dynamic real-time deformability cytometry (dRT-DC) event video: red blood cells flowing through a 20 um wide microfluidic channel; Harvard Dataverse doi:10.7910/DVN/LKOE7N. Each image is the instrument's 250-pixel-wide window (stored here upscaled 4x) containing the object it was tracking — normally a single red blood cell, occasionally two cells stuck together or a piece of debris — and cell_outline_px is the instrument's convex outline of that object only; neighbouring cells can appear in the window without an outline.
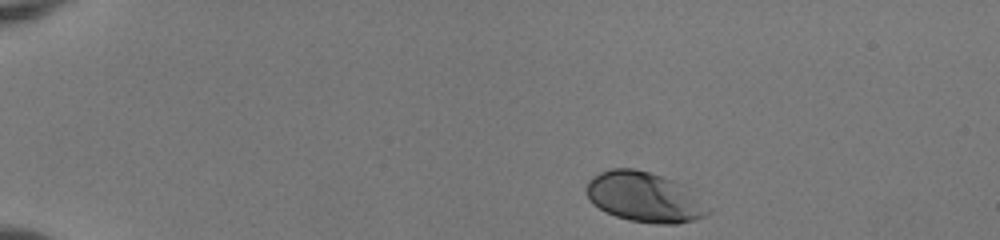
{"species": "human", "species_latin": "Homo sapiens", "temperature_condition": "room temperature", "stored_images_in_passage": 44, "camera_frame_rate_fps": 3000, "um_per_image_px": 0.085, "donor": {"sex": "female"}, "frame": {"image": 1, "passage_image": 1, "time_ms": 0.0, "image_size_px": [1000, 240], "cell_outline_px": [[716, 208], [708, 216], [676, 224], [660, 224], [628, 220], [604, 212], [592, 204], [588, 200], [584, 192], [584, 188], [588, 180], [592, 176], [608, 168], [636, 168], [684, 184]], "centroid_in_image_um": [54.82, 16.76], "position_along_channel_um": 30.2, "area_um2": 36.65}}
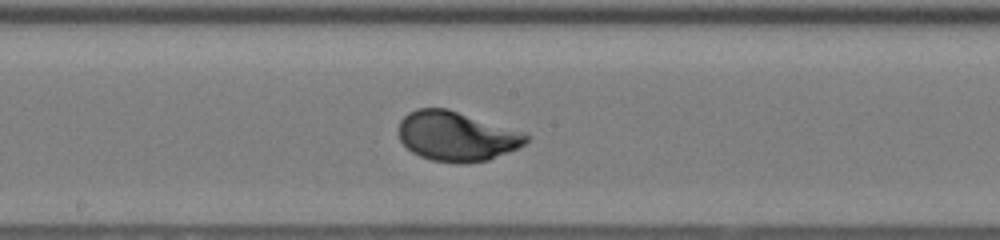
{"frame": {"image": 2, "passage_image": 22, "time_ms": 7.0, "image_size_px": [1000, 240], "cell_outline_px": [[532, 136], [524, 144], [516, 148], [488, 160], [464, 164], [456, 164], [432, 160], [420, 156], [412, 152], [400, 140], [400, 120], [408, 112], [416, 108], [448, 108], [524, 132]], "centroid_in_image_um": [38.82, 11.58], "position_along_channel_um": 209.4, "area_um2": 36.93}}
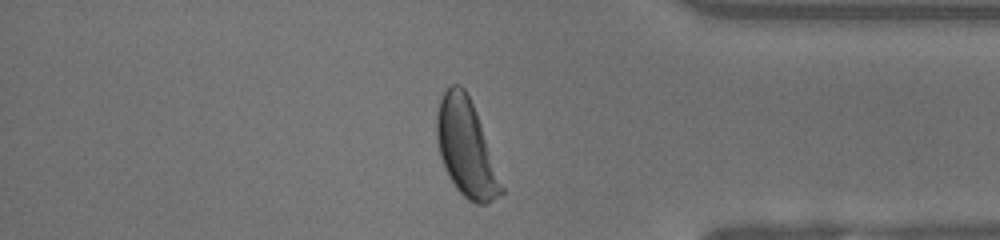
{"frame": {"image": 3, "passage_image": 37, "time_ms": 12.0, "image_size_px": [1000, 240], "cell_outline_px": [[504, 192], [492, 200], [484, 204], [476, 204], [468, 200], [456, 188], [448, 176], [440, 156], [436, 136], [436, 116], [440, 100], [444, 92], [452, 84], [460, 84], [464, 88], [476, 112], [504, 188]], "centroid_in_image_um": [39.6, 12.59], "position_along_channel_um": 395.6, "area_um2": 35.95}, "authors_computed_cell_mechanics": {"area_um2": 35.6915, "velocity_mm_per_s": 3.9623, "shape_relaxation_time_tau1_ms": 1.8249, "shape_relaxation_time_tau2_ms": null, "deformation_change_tau1": 0.146, "deformation_change_tau2": null}}